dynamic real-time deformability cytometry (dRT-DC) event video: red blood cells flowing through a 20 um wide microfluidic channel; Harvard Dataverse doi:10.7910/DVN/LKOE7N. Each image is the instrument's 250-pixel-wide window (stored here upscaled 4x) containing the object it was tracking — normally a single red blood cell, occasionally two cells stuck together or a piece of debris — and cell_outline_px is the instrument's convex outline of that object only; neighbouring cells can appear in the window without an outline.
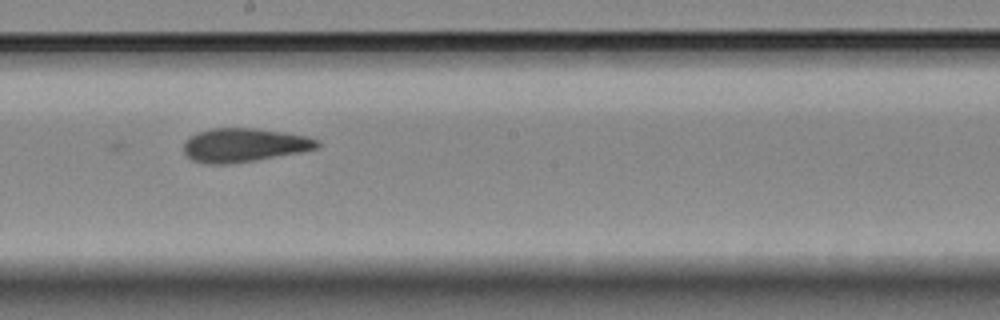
{"species": "Egyptian fruit bat (a non-hibernating species)", "species_latin": "Rousettus aegyptiacus", "temperature_condition": "room temperature", "stored_images_in_passage": 16, "camera_frame_rate_fps": 3000, "um_per_image_px": 0.085, "animal": {"sex": "female"}, "frame": {"image": 1, "passage_image": 9, "time_ms": 9.667, "image_size_px": [1000, 320], "cell_outline_px": [[320, 148], [300, 152], [256, 160], [228, 164], [208, 164], [192, 160], [184, 152], [184, 144], [196, 132], [212, 128], [252, 128], [284, 132], [308, 136], [320, 140]], "centroid_in_image_um": [20.79, 12.33], "position_along_channel_um": 227.4, "area_um2": 26.24}}
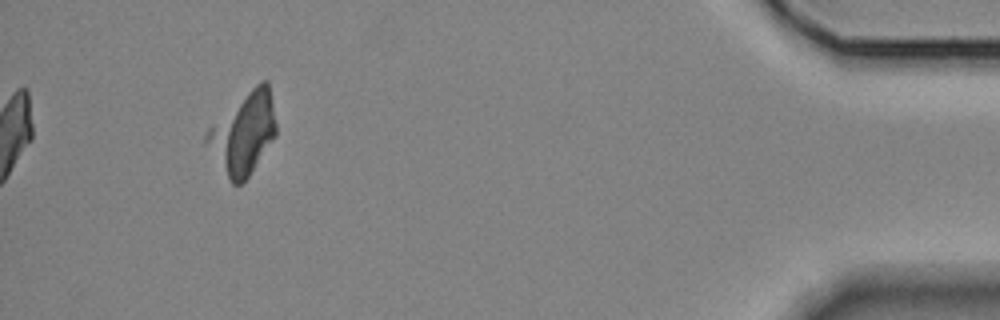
{"frame": {"image": 2, "passage_image": 15, "time_ms": 16.667, "image_size_px": [1000, 320], "cell_outline_px": [[276, 136], [248, 176], [240, 184], [232, 184], [228, 180], [204, 140], [204, 136], [208, 128], [260, 80], [268, 80], [276, 124]], "centroid_in_image_um": [20.69, 11.33], "position_along_channel_um": 414.5, "area_um2": 32.19}}